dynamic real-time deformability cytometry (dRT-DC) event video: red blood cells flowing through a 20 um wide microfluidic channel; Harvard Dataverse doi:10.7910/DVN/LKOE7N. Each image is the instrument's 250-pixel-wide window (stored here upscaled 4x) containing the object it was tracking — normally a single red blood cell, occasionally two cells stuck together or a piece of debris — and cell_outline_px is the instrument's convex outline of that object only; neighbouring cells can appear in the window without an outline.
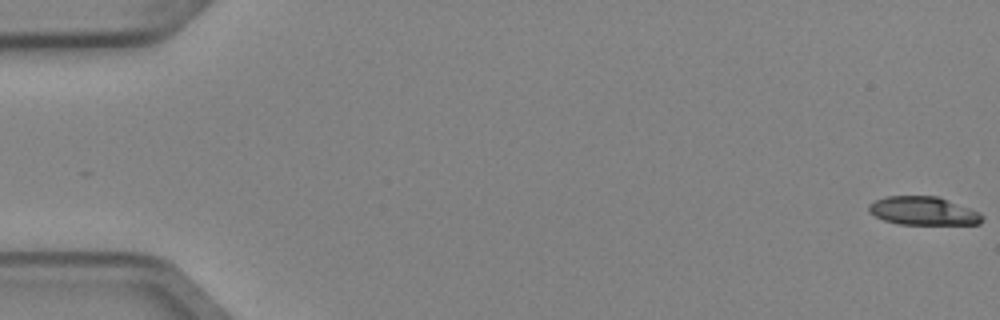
{"species": "Egyptian fruit bat (a non-hibernating species)", "species_latin": "Rousettus aegyptiacus", "temperature_condition": "cold", "stored_images_in_passage": 5, "camera_frame_rate_fps": 3000, "um_per_image_px": 0.085, "animal": {"sex": "female"}, "frame": {"image": 1, "passage_image": 1, "time_ms": 0.0, "image_size_px": [1000, 320], "cell_outline_px": [[984, 220], [980, 224], [900, 224], [884, 220], [868, 212], [868, 204], [872, 200], [884, 196], [940, 196], [980, 212], [984, 216]], "centroid_in_image_um": [78.48, 17.91], "position_along_channel_um": 6.5, "area_um2": 19.07}}